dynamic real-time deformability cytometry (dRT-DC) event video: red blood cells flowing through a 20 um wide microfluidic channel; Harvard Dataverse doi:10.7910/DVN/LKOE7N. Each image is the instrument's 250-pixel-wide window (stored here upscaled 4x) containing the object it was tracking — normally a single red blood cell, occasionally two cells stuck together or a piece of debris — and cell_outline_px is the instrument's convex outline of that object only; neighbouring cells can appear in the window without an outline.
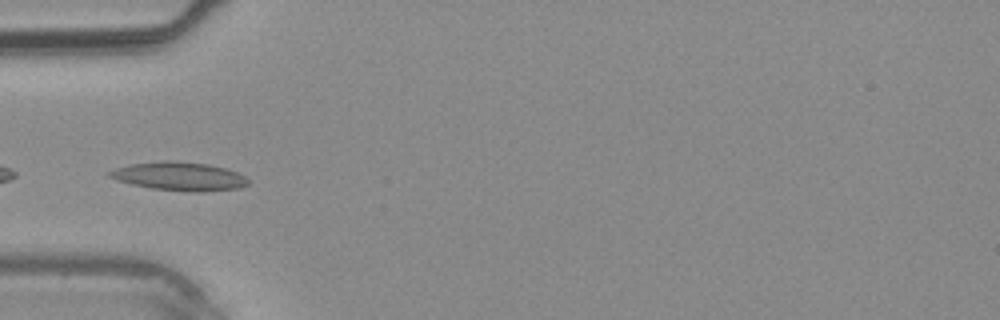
{"species": "common noctule bat (a hibernating species)", "species_latin": "Nyctalus noctula", "temperature_condition": "warm", "stored_images_in_passage": 29, "camera_frame_rate_fps": 3000, "um_per_image_px": 0.085, "animal": {"sex": "male", "body_mass_g": 20.4}, "frame": {"image": 1, "passage_image": 9, "time_ms": 2.667, "image_size_px": [1000, 320], "cell_outline_px": [[248, 184], [240, 188], [200, 192], [192, 192], [152, 188], [132, 184], [116, 180], [108, 176], [108, 172], [116, 168], [128, 164], [164, 160], [172, 160], [208, 164], [228, 168], [244, 176], [248, 180]], "centroid_in_image_um": [15.24, 14.98], "position_along_channel_um": 69.8, "area_um2": 23.12}}
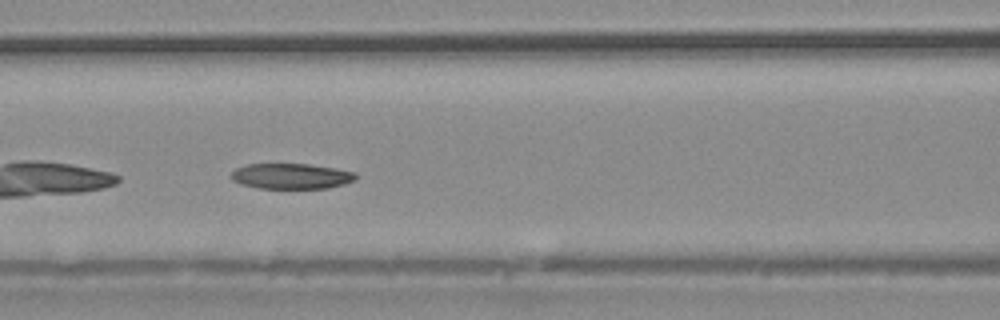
{"frame": {"image": 2, "passage_image": 13, "time_ms": 4.0, "image_size_px": [1000, 320], "cell_outline_px": [[356, 180], [344, 184], [328, 188], [260, 188], [240, 184], [232, 180], [232, 172], [236, 168], [248, 164], [308, 164], [336, 168], [356, 172]], "centroid_in_image_um": [24.78, 14.97], "position_along_channel_um": 141.8, "area_um2": 18.5}}